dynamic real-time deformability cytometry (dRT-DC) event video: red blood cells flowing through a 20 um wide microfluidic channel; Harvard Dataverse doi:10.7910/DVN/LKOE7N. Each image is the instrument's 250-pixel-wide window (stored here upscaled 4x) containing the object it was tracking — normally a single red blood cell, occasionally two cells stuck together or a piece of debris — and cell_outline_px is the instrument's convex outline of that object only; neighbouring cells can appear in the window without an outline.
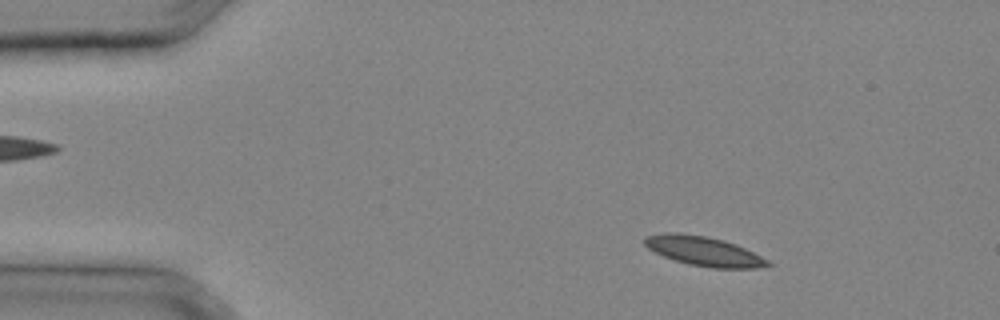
{"species": "common noctule bat (a hibernating species)", "species_latin": "Nyctalus noctula", "temperature_condition": "cold", "stored_images_in_passage": 30, "camera_frame_rate_fps": 3000, "um_per_image_px": 0.085, "animal": {"sex": "male", "body_mass_g": 20.4}, "frame": {"image": 1, "passage_image": 4, "time_ms": 1.0, "image_size_px": [1000, 320], "cell_outline_px": [[772, 264], [756, 268], [712, 268], [688, 264], [664, 256], [648, 248], [644, 244], [644, 236], [664, 232], [676, 232], [708, 236], [724, 240], [736, 244], [768, 260]], "centroid_in_image_um": [59.79, 21.33], "position_along_channel_um": 25.2, "area_um2": 21.04}}
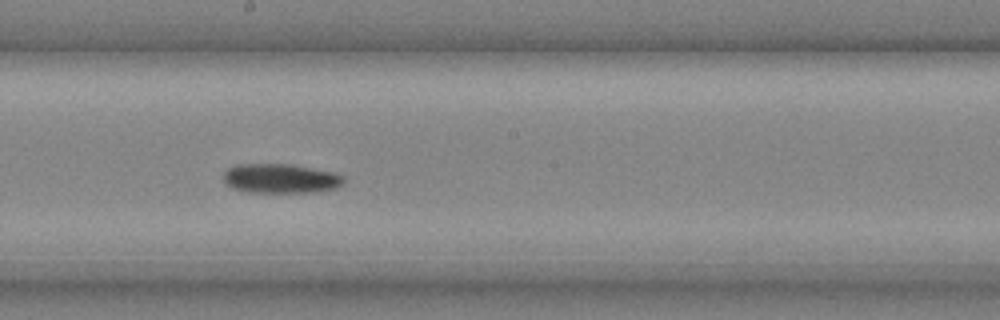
{"frame": {"image": 2, "passage_image": 17, "time_ms": 5.333, "image_size_px": [1000, 320], "cell_outline_px": [[344, 184], [336, 188], [320, 192], [248, 192], [232, 188], [224, 184], [224, 172], [228, 168], [236, 164], [292, 164], [336, 172], [344, 176]], "centroid_in_image_um": [23.88, 15.17], "position_along_channel_um": 224.3, "area_um2": 20.98}}
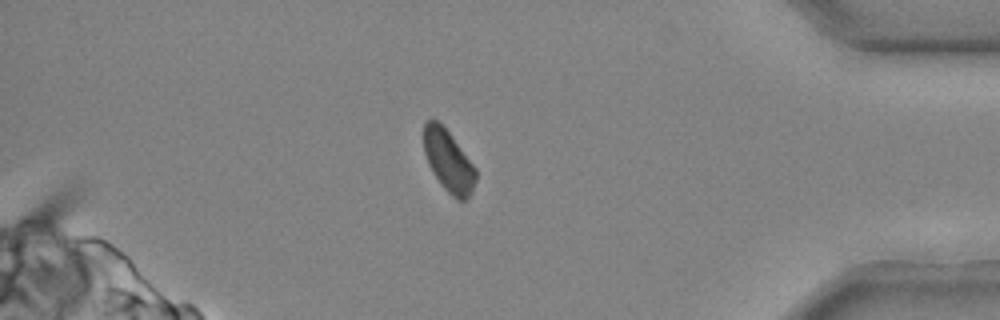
{"frame": {"image": 3, "passage_image": 27, "time_ms": 8.667, "image_size_px": [1000, 320], "cell_outline_px": [[476, 180], [472, 192], [464, 200], [456, 200], [440, 184], [432, 172], [428, 164], [424, 152], [424, 120], [436, 120], [448, 132], [476, 168]], "centroid_in_image_um": [38.11, 13.71], "position_along_channel_um": 397.1, "area_um2": 18.5}}